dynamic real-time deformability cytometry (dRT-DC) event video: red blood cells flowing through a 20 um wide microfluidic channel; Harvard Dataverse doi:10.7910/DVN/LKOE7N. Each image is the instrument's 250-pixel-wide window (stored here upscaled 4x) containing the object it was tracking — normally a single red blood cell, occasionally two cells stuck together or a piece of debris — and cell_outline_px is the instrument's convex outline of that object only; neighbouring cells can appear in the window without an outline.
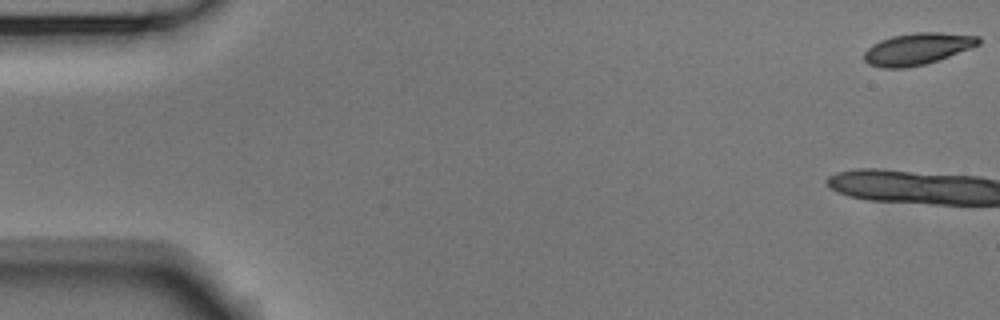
{"species": "Egyptian fruit bat (a non-hibernating species)", "species_latin": "Rousettus aegyptiacus", "temperature_condition": "room temperature", "stored_images_in_passage": 14, "camera_frame_rate_fps": 3000, "um_per_image_px": 0.085, "animal": {"sex": "male"}, "frame": {"image": 1, "passage_image": 1, "time_ms": 0.0, "image_size_px": [1000, 320], "cell_outline_px": [[980, 44], [948, 56], [924, 64], [908, 68], [884, 68], [868, 64], [864, 60], [864, 52], [872, 44], [880, 40], [892, 36], [916, 32], [940, 32], [980, 36]], "centroid_in_image_um": [77.95, 4.15], "position_along_channel_um": 7.1, "area_um2": 21.04}}